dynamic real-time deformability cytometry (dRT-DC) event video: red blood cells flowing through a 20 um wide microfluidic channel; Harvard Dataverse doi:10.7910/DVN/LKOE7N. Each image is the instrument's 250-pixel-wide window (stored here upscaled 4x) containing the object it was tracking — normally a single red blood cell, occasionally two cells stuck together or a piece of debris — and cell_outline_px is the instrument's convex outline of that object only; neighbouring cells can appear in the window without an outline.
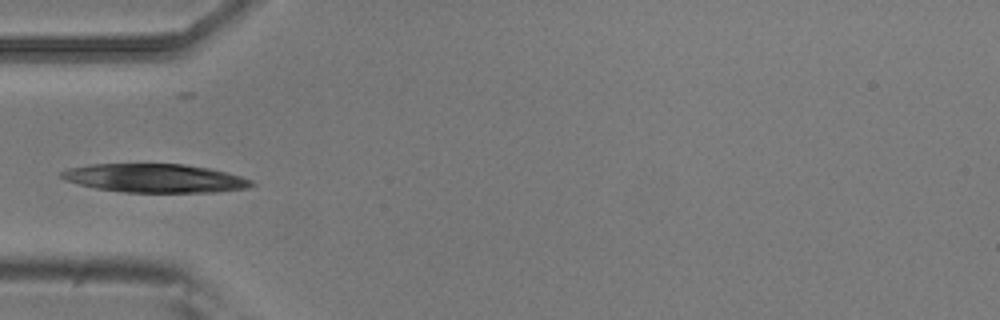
{"species": "common noctule bat (a hibernating species)", "species_latin": "Nyctalus noctula", "temperature_condition": "room temperature", "stored_images_in_passage": 4, "camera_frame_rate_fps": 3000, "um_per_image_px": 0.085, "animal": {"sex": "male", "body_mass_g": 20.5, "forearm_length_mm": 52.5}, "frame": {"image": 1, "passage_image": 4, "time_ms": 1.0, "image_size_px": [1000, 320], "cell_outline_px": [[256, 184], [248, 188], [216, 192], [124, 192], [96, 188], [64, 180], [60, 176], [60, 172], [68, 168], [88, 164], [184, 164], [208, 168], [240, 176], [252, 180]], "centroid_in_image_um": [13.16, 15.14], "position_along_channel_um": 71.8, "area_um2": 31.62}}